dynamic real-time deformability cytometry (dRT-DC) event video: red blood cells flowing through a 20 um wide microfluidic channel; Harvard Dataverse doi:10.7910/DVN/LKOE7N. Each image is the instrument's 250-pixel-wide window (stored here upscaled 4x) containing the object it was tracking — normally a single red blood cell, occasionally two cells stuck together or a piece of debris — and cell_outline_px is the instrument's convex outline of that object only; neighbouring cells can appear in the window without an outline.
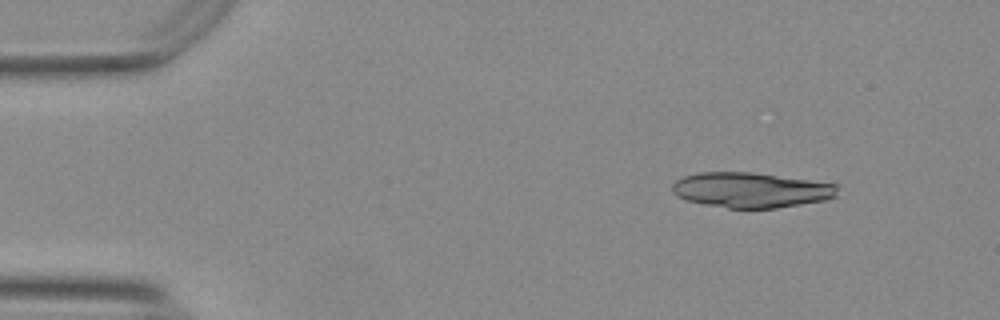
{"species": "Egyptian fruit bat (a non-hibernating species)", "species_latin": "Rousettus aegyptiacus", "temperature_condition": "warm", "stored_images_in_passage": 49, "segment_of_instrument_passage": [1, 2], "camera_frame_rate_fps": 3000, "um_per_image_px": 0.085, "animal": {"sex": "female"}, "frame": {"image": 1, "passage_image": 1, "time_ms": 0.0, "image_size_px": [1000, 320], "cell_outline_px": [[836, 196], [824, 200], [776, 208], [728, 208], [704, 204], [688, 200], [676, 196], [672, 192], [672, 184], [676, 180], [684, 176], [700, 172], [752, 172], [836, 184]], "centroid_in_image_um": [63.78, 16.15], "position_along_channel_um": 21.2, "area_um2": 33.58}}